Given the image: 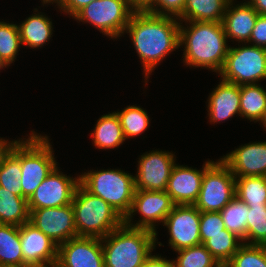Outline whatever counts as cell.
I'll return each mask as SVG.
<instances>
[{
  "label": "cell",
  "mask_w": 266,
  "mask_h": 267,
  "mask_svg": "<svg viewBox=\"0 0 266 267\" xmlns=\"http://www.w3.org/2000/svg\"><path fill=\"white\" fill-rule=\"evenodd\" d=\"M79 184L80 175L72 178L60 172L56 166L28 199V209L54 208L72 204Z\"/></svg>",
  "instance_id": "11"
},
{
  "label": "cell",
  "mask_w": 266,
  "mask_h": 267,
  "mask_svg": "<svg viewBox=\"0 0 266 267\" xmlns=\"http://www.w3.org/2000/svg\"><path fill=\"white\" fill-rule=\"evenodd\" d=\"M17 140L8 141L0 137V166L4 157L9 153Z\"/></svg>",
  "instance_id": "41"
},
{
  "label": "cell",
  "mask_w": 266,
  "mask_h": 267,
  "mask_svg": "<svg viewBox=\"0 0 266 267\" xmlns=\"http://www.w3.org/2000/svg\"><path fill=\"white\" fill-rule=\"evenodd\" d=\"M7 68V66L0 60V69Z\"/></svg>",
  "instance_id": "45"
},
{
  "label": "cell",
  "mask_w": 266,
  "mask_h": 267,
  "mask_svg": "<svg viewBox=\"0 0 266 267\" xmlns=\"http://www.w3.org/2000/svg\"><path fill=\"white\" fill-rule=\"evenodd\" d=\"M225 267H266V246L243 243Z\"/></svg>",
  "instance_id": "35"
},
{
  "label": "cell",
  "mask_w": 266,
  "mask_h": 267,
  "mask_svg": "<svg viewBox=\"0 0 266 267\" xmlns=\"http://www.w3.org/2000/svg\"><path fill=\"white\" fill-rule=\"evenodd\" d=\"M72 207L77 237L104 238L124 223V218L116 210L81 184L74 193Z\"/></svg>",
  "instance_id": "4"
},
{
  "label": "cell",
  "mask_w": 266,
  "mask_h": 267,
  "mask_svg": "<svg viewBox=\"0 0 266 267\" xmlns=\"http://www.w3.org/2000/svg\"><path fill=\"white\" fill-rule=\"evenodd\" d=\"M90 136L94 146L102 150L118 148L126 140L116 111L102 115Z\"/></svg>",
  "instance_id": "22"
},
{
  "label": "cell",
  "mask_w": 266,
  "mask_h": 267,
  "mask_svg": "<svg viewBox=\"0 0 266 267\" xmlns=\"http://www.w3.org/2000/svg\"><path fill=\"white\" fill-rule=\"evenodd\" d=\"M143 267H174L173 261L152 253L146 258Z\"/></svg>",
  "instance_id": "40"
},
{
  "label": "cell",
  "mask_w": 266,
  "mask_h": 267,
  "mask_svg": "<svg viewBox=\"0 0 266 267\" xmlns=\"http://www.w3.org/2000/svg\"><path fill=\"white\" fill-rule=\"evenodd\" d=\"M174 206L175 203L166 191L136 189L130 211L124 218V224L133 228L151 230L156 233L157 237L156 223H164ZM136 212H139L141 216L139 222L133 224L131 219Z\"/></svg>",
  "instance_id": "10"
},
{
  "label": "cell",
  "mask_w": 266,
  "mask_h": 267,
  "mask_svg": "<svg viewBox=\"0 0 266 267\" xmlns=\"http://www.w3.org/2000/svg\"><path fill=\"white\" fill-rule=\"evenodd\" d=\"M249 4L258 12L259 15H266V0H251Z\"/></svg>",
  "instance_id": "43"
},
{
  "label": "cell",
  "mask_w": 266,
  "mask_h": 267,
  "mask_svg": "<svg viewBox=\"0 0 266 267\" xmlns=\"http://www.w3.org/2000/svg\"><path fill=\"white\" fill-rule=\"evenodd\" d=\"M125 32L129 33L136 53L141 60L146 85L149 75L157 65L166 58V55L168 56L180 47V20L173 16L135 11L125 28Z\"/></svg>",
  "instance_id": "1"
},
{
  "label": "cell",
  "mask_w": 266,
  "mask_h": 267,
  "mask_svg": "<svg viewBox=\"0 0 266 267\" xmlns=\"http://www.w3.org/2000/svg\"><path fill=\"white\" fill-rule=\"evenodd\" d=\"M80 184L101 197L123 218L130 211L135 193L134 176L121 169L93 170L80 175Z\"/></svg>",
  "instance_id": "5"
},
{
  "label": "cell",
  "mask_w": 266,
  "mask_h": 267,
  "mask_svg": "<svg viewBox=\"0 0 266 267\" xmlns=\"http://www.w3.org/2000/svg\"><path fill=\"white\" fill-rule=\"evenodd\" d=\"M240 96V117L260 121L266 110V89L258 83L240 85Z\"/></svg>",
  "instance_id": "27"
},
{
  "label": "cell",
  "mask_w": 266,
  "mask_h": 267,
  "mask_svg": "<svg viewBox=\"0 0 266 267\" xmlns=\"http://www.w3.org/2000/svg\"><path fill=\"white\" fill-rule=\"evenodd\" d=\"M28 200L0 186V224L21 226L29 222Z\"/></svg>",
  "instance_id": "25"
},
{
  "label": "cell",
  "mask_w": 266,
  "mask_h": 267,
  "mask_svg": "<svg viewBox=\"0 0 266 267\" xmlns=\"http://www.w3.org/2000/svg\"><path fill=\"white\" fill-rule=\"evenodd\" d=\"M21 46L17 24L0 21V60L7 67L15 62Z\"/></svg>",
  "instance_id": "32"
},
{
  "label": "cell",
  "mask_w": 266,
  "mask_h": 267,
  "mask_svg": "<svg viewBox=\"0 0 266 267\" xmlns=\"http://www.w3.org/2000/svg\"><path fill=\"white\" fill-rule=\"evenodd\" d=\"M240 97V85L221 79L207 99L210 123L228 120L236 114L240 116Z\"/></svg>",
  "instance_id": "19"
},
{
  "label": "cell",
  "mask_w": 266,
  "mask_h": 267,
  "mask_svg": "<svg viewBox=\"0 0 266 267\" xmlns=\"http://www.w3.org/2000/svg\"><path fill=\"white\" fill-rule=\"evenodd\" d=\"M156 233L124 223L101 238L105 267H143L157 242Z\"/></svg>",
  "instance_id": "3"
},
{
  "label": "cell",
  "mask_w": 266,
  "mask_h": 267,
  "mask_svg": "<svg viewBox=\"0 0 266 267\" xmlns=\"http://www.w3.org/2000/svg\"><path fill=\"white\" fill-rule=\"evenodd\" d=\"M246 237L243 243L266 246V205L248 206Z\"/></svg>",
  "instance_id": "34"
},
{
  "label": "cell",
  "mask_w": 266,
  "mask_h": 267,
  "mask_svg": "<svg viewBox=\"0 0 266 267\" xmlns=\"http://www.w3.org/2000/svg\"><path fill=\"white\" fill-rule=\"evenodd\" d=\"M24 267H55L58 245L30 222L20 226Z\"/></svg>",
  "instance_id": "15"
},
{
  "label": "cell",
  "mask_w": 266,
  "mask_h": 267,
  "mask_svg": "<svg viewBox=\"0 0 266 267\" xmlns=\"http://www.w3.org/2000/svg\"><path fill=\"white\" fill-rule=\"evenodd\" d=\"M29 222L58 246L77 237L72 204L54 208L29 209Z\"/></svg>",
  "instance_id": "14"
},
{
  "label": "cell",
  "mask_w": 266,
  "mask_h": 267,
  "mask_svg": "<svg viewBox=\"0 0 266 267\" xmlns=\"http://www.w3.org/2000/svg\"><path fill=\"white\" fill-rule=\"evenodd\" d=\"M163 226L168 229V243L175 252L201 244L200 211L194 205H175Z\"/></svg>",
  "instance_id": "12"
},
{
  "label": "cell",
  "mask_w": 266,
  "mask_h": 267,
  "mask_svg": "<svg viewBox=\"0 0 266 267\" xmlns=\"http://www.w3.org/2000/svg\"><path fill=\"white\" fill-rule=\"evenodd\" d=\"M220 159L235 178L266 176V141L241 145Z\"/></svg>",
  "instance_id": "18"
},
{
  "label": "cell",
  "mask_w": 266,
  "mask_h": 267,
  "mask_svg": "<svg viewBox=\"0 0 266 267\" xmlns=\"http://www.w3.org/2000/svg\"><path fill=\"white\" fill-rule=\"evenodd\" d=\"M230 0L222 24L227 38L238 43H248L256 24L258 12L247 2L233 4Z\"/></svg>",
  "instance_id": "20"
},
{
  "label": "cell",
  "mask_w": 266,
  "mask_h": 267,
  "mask_svg": "<svg viewBox=\"0 0 266 267\" xmlns=\"http://www.w3.org/2000/svg\"><path fill=\"white\" fill-rule=\"evenodd\" d=\"M0 267H24L19 226L0 224Z\"/></svg>",
  "instance_id": "24"
},
{
  "label": "cell",
  "mask_w": 266,
  "mask_h": 267,
  "mask_svg": "<svg viewBox=\"0 0 266 267\" xmlns=\"http://www.w3.org/2000/svg\"><path fill=\"white\" fill-rule=\"evenodd\" d=\"M57 163L47 135L31 131L27 139L21 138L22 197L28 200Z\"/></svg>",
  "instance_id": "6"
},
{
  "label": "cell",
  "mask_w": 266,
  "mask_h": 267,
  "mask_svg": "<svg viewBox=\"0 0 266 267\" xmlns=\"http://www.w3.org/2000/svg\"><path fill=\"white\" fill-rule=\"evenodd\" d=\"M55 267H105L101 238L75 237L60 244Z\"/></svg>",
  "instance_id": "16"
},
{
  "label": "cell",
  "mask_w": 266,
  "mask_h": 267,
  "mask_svg": "<svg viewBox=\"0 0 266 267\" xmlns=\"http://www.w3.org/2000/svg\"><path fill=\"white\" fill-rule=\"evenodd\" d=\"M54 0H41V2H53Z\"/></svg>",
  "instance_id": "46"
},
{
  "label": "cell",
  "mask_w": 266,
  "mask_h": 267,
  "mask_svg": "<svg viewBox=\"0 0 266 267\" xmlns=\"http://www.w3.org/2000/svg\"><path fill=\"white\" fill-rule=\"evenodd\" d=\"M135 11L129 0H94L72 18L77 22L90 23L99 29L100 33L116 39L124 34Z\"/></svg>",
  "instance_id": "7"
},
{
  "label": "cell",
  "mask_w": 266,
  "mask_h": 267,
  "mask_svg": "<svg viewBox=\"0 0 266 267\" xmlns=\"http://www.w3.org/2000/svg\"><path fill=\"white\" fill-rule=\"evenodd\" d=\"M225 234L220 212H200V235Z\"/></svg>",
  "instance_id": "37"
},
{
  "label": "cell",
  "mask_w": 266,
  "mask_h": 267,
  "mask_svg": "<svg viewBox=\"0 0 266 267\" xmlns=\"http://www.w3.org/2000/svg\"><path fill=\"white\" fill-rule=\"evenodd\" d=\"M227 39L222 22L180 21L179 46H184L182 60L186 66L206 68L219 74L230 48Z\"/></svg>",
  "instance_id": "2"
},
{
  "label": "cell",
  "mask_w": 266,
  "mask_h": 267,
  "mask_svg": "<svg viewBox=\"0 0 266 267\" xmlns=\"http://www.w3.org/2000/svg\"><path fill=\"white\" fill-rule=\"evenodd\" d=\"M249 207L235 196L221 211L225 229L236 234L242 240L246 237Z\"/></svg>",
  "instance_id": "30"
},
{
  "label": "cell",
  "mask_w": 266,
  "mask_h": 267,
  "mask_svg": "<svg viewBox=\"0 0 266 267\" xmlns=\"http://www.w3.org/2000/svg\"><path fill=\"white\" fill-rule=\"evenodd\" d=\"M259 122L262 123V125L264 126V128L266 130V110L264 112L262 119Z\"/></svg>",
  "instance_id": "44"
},
{
  "label": "cell",
  "mask_w": 266,
  "mask_h": 267,
  "mask_svg": "<svg viewBox=\"0 0 266 267\" xmlns=\"http://www.w3.org/2000/svg\"><path fill=\"white\" fill-rule=\"evenodd\" d=\"M236 178L221 160L205 171L199 197L194 206L200 212H220L235 196Z\"/></svg>",
  "instance_id": "9"
},
{
  "label": "cell",
  "mask_w": 266,
  "mask_h": 267,
  "mask_svg": "<svg viewBox=\"0 0 266 267\" xmlns=\"http://www.w3.org/2000/svg\"><path fill=\"white\" fill-rule=\"evenodd\" d=\"M214 161H205L201 170L178 165L172 169L167 182L166 192L170 195L175 205H194L199 197L204 171Z\"/></svg>",
  "instance_id": "17"
},
{
  "label": "cell",
  "mask_w": 266,
  "mask_h": 267,
  "mask_svg": "<svg viewBox=\"0 0 266 267\" xmlns=\"http://www.w3.org/2000/svg\"><path fill=\"white\" fill-rule=\"evenodd\" d=\"M201 244L213 255L221 266H225L243 244L233 232L225 229V234L200 235Z\"/></svg>",
  "instance_id": "26"
},
{
  "label": "cell",
  "mask_w": 266,
  "mask_h": 267,
  "mask_svg": "<svg viewBox=\"0 0 266 267\" xmlns=\"http://www.w3.org/2000/svg\"><path fill=\"white\" fill-rule=\"evenodd\" d=\"M235 193L248 206L266 205V176L237 177Z\"/></svg>",
  "instance_id": "29"
},
{
  "label": "cell",
  "mask_w": 266,
  "mask_h": 267,
  "mask_svg": "<svg viewBox=\"0 0 266 267\" xmlns=\"http://www.w3.org/2000/svg\"><path fill=\"white\" fill-rule=\"evenodd\" d=\"M248 43L266 48V15H258Z\"/></svg>",
  "instance_id": "38"
},
{
  "label": "cell",
  "mask_w": 266,
  "mask_h": 267,
  "mask_svg": "<svg viewBox=\"0 0 266 267\" xmlns=\"http://www.w3.org/2000/svg\"><path fill=\"white\" fill-rule=\"evenodd\" d=\"M185 3L186 0H155L145 11L178 18L183 13Z\"/></svg>",
  "instance_id": "36"
},
{
  "label": "cell",
  "mask_w": 266,
  "mask_h": 267,
  "mask_svg": "<svg viewBox=\"0 0 266 267\" xmlns=\"http://www.w3.org/2000/svg\"><path fill=\"white\" fill-rule=\"evenodd\" d=\"M92 1L94 0H54L53 2H42V5L56 3L57 7L61 10L60 12L63 11L73 17L79 10Z\"/></svg>",
  "instance_id": "39"
},
{
  "label": "cell",
  "mask_w": 266,
  "mask_h": 267,
  "mask_svg": "<svg viewBox=\"0 0 266 267\" xmlns=\"http://www.w3.org/2000/svg\"><path fill=\"white\" fill-rule=\"evenodd\" d=\"M34 12L37 13L27 17L19 25L17 24L22 45L33 49L44 46L53 34L52 20L50 21L46 14L44 16L43 13L38 12L37 8Z\"/></svg>",
  "instance_id": "21"
},
{
  "label": "cell",
  "mask_w": 266,
  "mask_h": 267,
  "mask_svg": "<svg viewBox=\"0 0 266 267\" xmlns=\"http://www.w3.org/2000/svg\"><path fill=\"white\" fill-rule=\"evenodd\" d=\"M230 0H186L180 21L222 22Z\"/></svg>",
  "instance_id": "23"
},
{
  "label": "cell",
  "mask_w": 266,
  "mask_h": 267,
  "mask_svg": "<svg viewBox=\"0 0 266 267\" xmlns=\"http://www.w3.org/2000/svg\"><path fill=\"white\" fill-rule=\"evenodd\" d=\"M116 114L119 117L125 139L144 134L149 128V115L140 106L129 105L122 111H117Z\"/></svg>",
  "instance_id": "31"
},
{
  "label": "cell",
  "mask_w": 266,
  "mask_h": 267,
  "mask_svg": "<svg viewBox=\"0 0 266 267\" xmlns=\"http://www.w3.org/2000/svg\"><path fill=\"white\" fill-rule=\"evenodd\" d=\"M177 258L172 259L174 267H222L203 244L179 251Z\"/></svg>",
  "instance_id": "33"
},
{
  "label": "cell",
  "mask_w": 266,
  "mask_h": 267,
  "mask_svg": "<svg viewBox=\"0 0 266 267\" xmlns=\"http://www.w3.org/2000/svg\"><path fill=\"white\" fill-rule=\"evenodd\" d=\"M238 44L229 48L225 64L219 73L222 80L237 85L257 84L266 79V48Z\"/></svg>",
  "instance_id": "8"
},
{
  "label": "cell",
  "mask_w": 266,
  "mask_h": 267,
  "mask_svg": "<svg viewBox=\"0 0 266 267\" xmlns=\"http://www.w3.org/2000/svg\"><path fill=\"white\" fill-rule=\"evenodd\" d=\"M137 173L134 176L135 189L165 191L167 182L175 166L173 152L152 150L138 158Z\"/></svg>",
  "instance_id": "13"
},
{
  "label": "cell",
  "mask_w": 266,
  "mask_h": 267,
  "mask_svg": "<svg viewBox=\"0 0 266 267\" xmlns=\"http://www.w3.org/2000/svg\"><path fill=\"white\" fill-rule=\"evenodd\" d=\"M21 175V139H18L1 163L0 186L22 196Z\"/></svg>",
  "instance_id": "28"
},
{
  "label": "cell",
  "mask_w": 266,
  "mask_h": 267,
  "mask_svg": "<svg viewBox=\"0 0 266 267\" xmlns=\"http://www.w3.org/2000/svg\"><path fill=\"white\" fill-rule=\"evenodd\" d=\"M155 0H129L136 11H145Z\"/></svg>",
  "instance_id": "42"
}]
</instances>
